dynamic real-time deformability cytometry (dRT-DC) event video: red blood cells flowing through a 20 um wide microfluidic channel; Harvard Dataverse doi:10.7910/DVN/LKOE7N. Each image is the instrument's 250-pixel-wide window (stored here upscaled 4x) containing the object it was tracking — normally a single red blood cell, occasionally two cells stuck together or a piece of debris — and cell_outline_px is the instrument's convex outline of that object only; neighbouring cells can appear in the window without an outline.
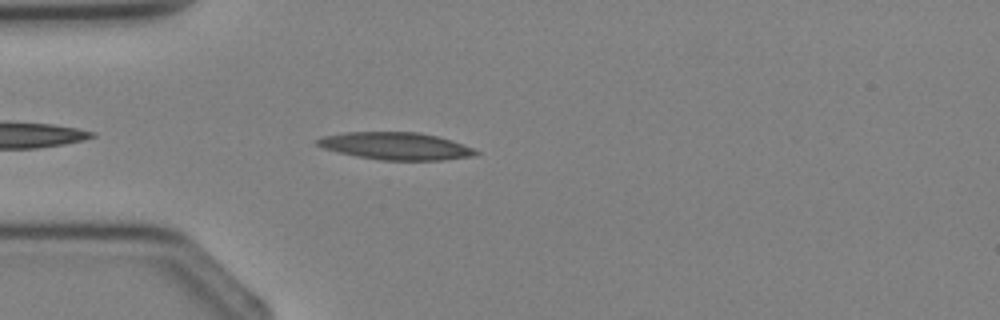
{"species": "Egyptian fruit bat (a non-hibernating species)", "species_latin": "Rousettus aegyptiacus", "temperature_condition": "cold", "stored_images_in_passage": 1, "camera_frame_rate_fps": 3000, "um_per_image_px": 0.085, "animal": {"sex": "female"}, "frame": {"image": 1, "passage_image": 1, "time_ms": 0.0, "image_size_px": [1000, 320], "cell_outline_px": [[480, 152], [472, 156], [444, 160], [380, 160], [356, 156], [324, 148], [316, 144], [316, 140], [320, 136], [344, 132], [420, 132], [452, 140], [472, 148]], "centroid_in_image_um": [33.62, 12.41], "position_along_channel_um": 51.4, "area_um2": 25.2}}